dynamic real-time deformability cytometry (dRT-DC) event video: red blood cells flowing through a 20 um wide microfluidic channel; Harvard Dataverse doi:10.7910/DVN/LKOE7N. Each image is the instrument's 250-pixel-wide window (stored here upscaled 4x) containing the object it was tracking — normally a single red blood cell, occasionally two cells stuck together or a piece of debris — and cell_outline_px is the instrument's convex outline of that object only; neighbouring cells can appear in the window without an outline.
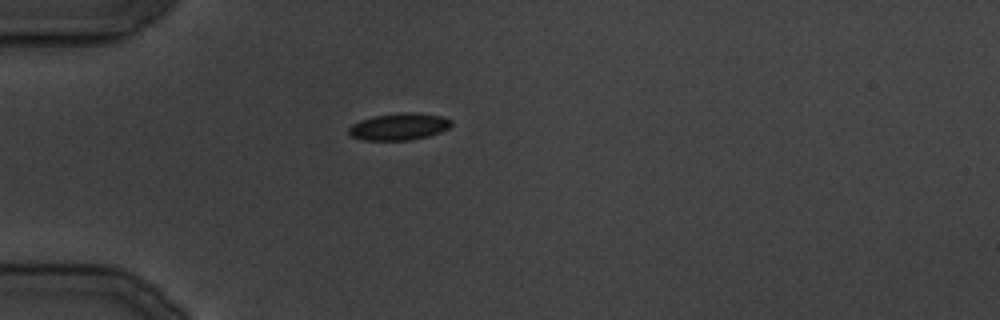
{"species": "common noctule bat (a hibernating species)", "species_latin": "Nyctalus noctula", "temperature_condition": "cold", "stored_images_in_passage": 25, "camera_frame_rate_fps": 3000, "um_per_image_px": 0.085, "animal": {"sex": "male", "body_mass_g": 19.5, "forearm_length_mm": 54.6}, "frame": {"image": 1, "passage_image": 1, "time_ms": 0.0, "image_size_px": [1000, 320], "cell_outline_px": [[452, 124], [448, 128], [440, 132], [428, 136], [412, 140], [364, 140], [352, 136], [348, 132], [348, 128], [352, 124], [360, 120], [372, 116], [408, 112], [412, 112], [444, 116], [452, 120]], "centroid_in_image_um": [33.93, 10.76], "position_along_channel_um": 51.1, "area_um2": 16.13}}
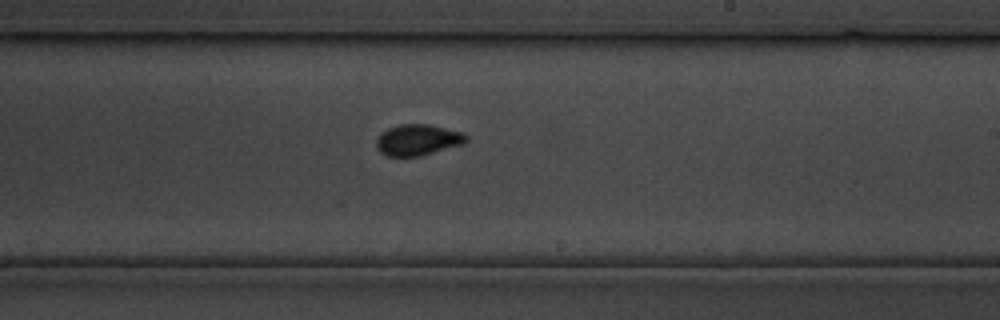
{"frame": {"image": 2, "passage_image": 12, "time_ms": 13.667, "image_size_px": [1000, 320], "cell_outline_px": [[468, 140], [464, 144], [420, 156], [388, 156], [380, 152], [376, 148], [376, 140], [380, 132], [388, 128], [400, 124], [428, 124], [464, 132], [468, 136]], "centroid_in_image_um": [35.52, 11.88], "position_along_channel_um": 253.5, "area_um2": 16.47}}
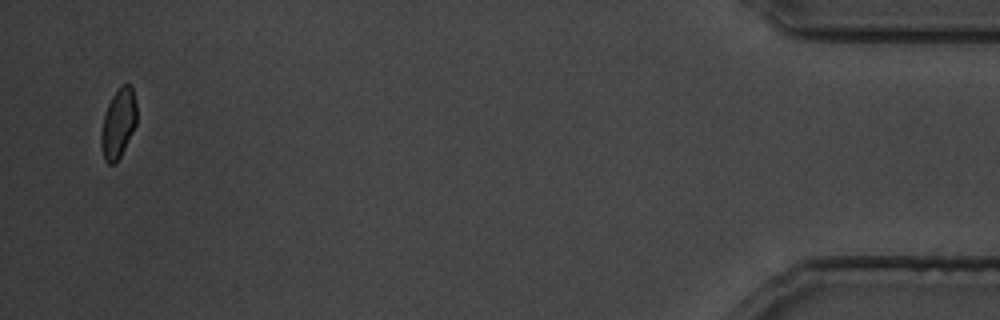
{"frame": {"image": 3, "passage_image": 25, "time_ms": 29.333, "image_size_px": [1000, 320], "cell_outline_px": [[136, 124], [116, 164], [108, 164], [104, 160], [100, 144], [100, 136], [104, 116], [108, 104], [112, 96], [124, 84], [132, 84], [136, 100]], "centroid_in_image_um": [10.05, 10.5], "position_along_channel_um": 425.1, "area_um2": 14.33}}